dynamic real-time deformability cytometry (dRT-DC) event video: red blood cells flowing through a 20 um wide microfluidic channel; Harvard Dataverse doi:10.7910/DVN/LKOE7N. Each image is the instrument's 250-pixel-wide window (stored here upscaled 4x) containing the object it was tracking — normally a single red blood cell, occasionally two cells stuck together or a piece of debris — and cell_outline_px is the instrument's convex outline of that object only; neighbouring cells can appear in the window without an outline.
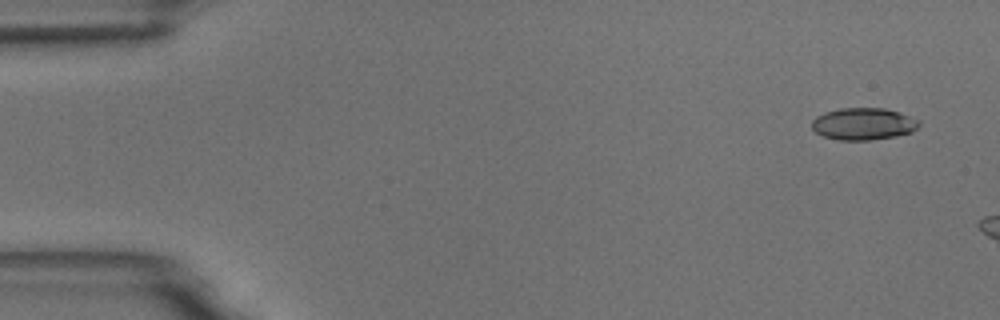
{"species": "common noctule bat (a hibernating species)", "species_latin": "Nyctalus noctula", "temperature_condition": "room temperature", "stored_images_in_passage": 3, "camera_frame_rate_fps": 3000, "um_per_image_px": 0.085, "animal": {"sex": "male", "body_mass_g": 18.8}, "frame": {"image": 1, "passage_image": 1, "time_ms": 0.0, "image_size_px": [1000, 320], "cell_outline_px": [[920, 124], [912, 132], [896, 136], [868, 140], [840, 140], [824, 136], [816, 132], [812, 128], [812, 120], [816, 116], [824, 112], [840, 108], [884, 108], [900, 112], [920, 120]], "centroid_in_image_um": [73.4, 10.52], "position_along_channel_um": 11.6, "area_um2": 20.06}}